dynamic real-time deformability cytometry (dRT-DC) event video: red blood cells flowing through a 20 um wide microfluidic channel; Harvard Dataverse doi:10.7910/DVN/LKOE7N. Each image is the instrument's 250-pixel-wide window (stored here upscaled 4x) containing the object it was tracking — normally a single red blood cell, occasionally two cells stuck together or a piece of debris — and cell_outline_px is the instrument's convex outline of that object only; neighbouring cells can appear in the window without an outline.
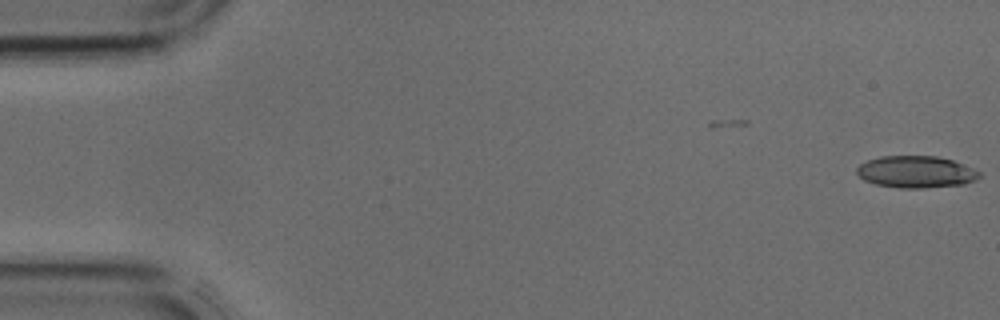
{"species": "common noctule bat (a hibernating species)", "species_latin": "Nyctalus noctula", "temperature_condition": "cold", "stored_images_in_passage": 2, "camera_frame_rate_fps": 3000, "um_per_image_px": 0.085, "animal": {"sex": "male", "body_mass_g": 17.9, "forearm_length_mm": 54.2}, "frame": {"image": 1, "passage_image": 2, "time_ms": 0.333, "image_size_px": [1000, 320], "cell_outline_px": [[980, 176], [976, 180], [964, 184], [924, 188], [900, 188], [876, 184], [864, 180], [856, 172], [856, 168], [860, 164], [868, 160], [880, 156], [936, 156], [952, 160], [972, 168], [980, 172]], "centroid_in_image_um": [77.85, 14.61], "position_along_channel_um": 7.2, "area_um2": 22.72}}